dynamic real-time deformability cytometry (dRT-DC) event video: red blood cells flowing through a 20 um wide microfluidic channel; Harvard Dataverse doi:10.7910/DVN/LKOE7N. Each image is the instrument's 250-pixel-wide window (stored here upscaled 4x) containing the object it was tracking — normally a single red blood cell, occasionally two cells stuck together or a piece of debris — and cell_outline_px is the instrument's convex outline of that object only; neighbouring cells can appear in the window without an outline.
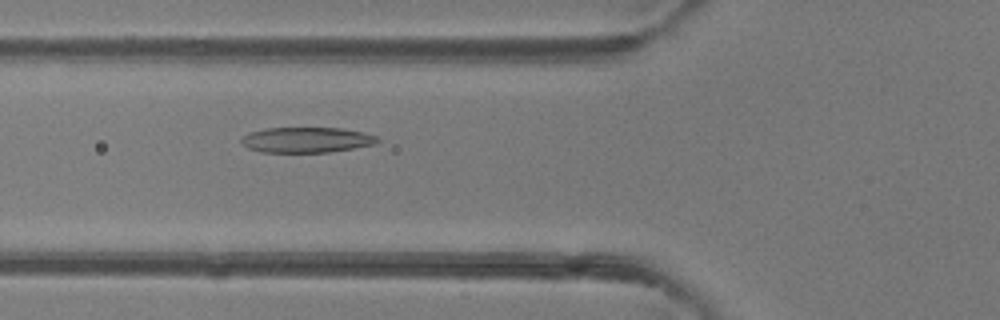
{"species": "common noctule bat (a hibernating species)", "species_latin": "Nyctalus noctula", "temperature_condition": "room temperature", "stored_images_in_passage": 48, "camera_frame_rate_fps": 3000, "um_per_image_px": 0.085, "animal": {"sex": "female"}, "frame": {"image": 1, "passage_image": 18, "time_ms": 5.667, "image_size_px": [1000, 320], "cell_outline_px": [[380, 140], [376, 144], [328, 152], [260, 152], [248, 148], [240, 140], [248, 132], [264, 128], [340, 128], [364, 132], [376, 136]], "centroid_in_image_um": [26.05, 11.88], "position_along_channel_um": 99.8, "area_um2": 20.11}}
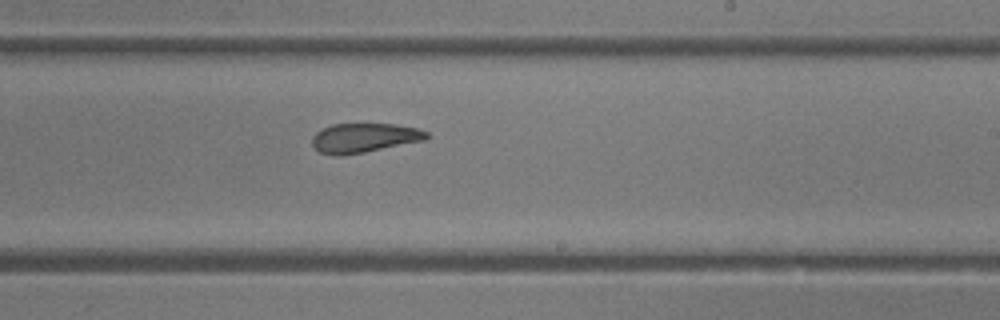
{"frame": {"image": 2, "passage_image": 29, "time_ms": 9.333, "image_size_px": [1000, 320], "cell_outline_px": [[432, 136], [424, 140], [364, 152], [340, 156], [320, 152], [312, 144], [312, 136], [316, 132], [332, 124], [396, 124], [416, 128], [428, 132]], "centroid_in_image_um": [30.97, 11.71], "position_along_channel_um": 258.0, "area_um2": 19.42}}
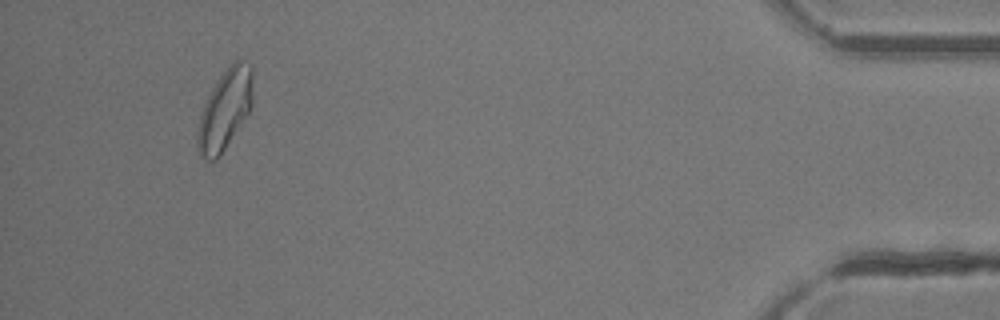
{"frame": {"image": 3, "passage_image": 45, "time_ms": 14.667, "image_size_px": [1000, 320], "cell_outline_px": [[252, 108], [220, 156], [216, 160], [208, 160], [200, 152], [196, 144], [196, 132], [200, 112], [216, 80], [228, 64], [236, 56], [252, 64]], "centroid_in_image_um": [19.13, 9.24], "position_along_channel_um": 416.1, "area_um2": 26.36}, "authors_computed_cell_mechanics": {"area_um2": 22.0796, "velocity_mm_per_s": 4.3154, "shape_relaxation_time_tau1_ms": 6.7359, "shape_relaxation_time_tau2_ms": 1.8978, "deformation_change_tau1": 0.2252, "deformation_change_tau2": 0.1021}}